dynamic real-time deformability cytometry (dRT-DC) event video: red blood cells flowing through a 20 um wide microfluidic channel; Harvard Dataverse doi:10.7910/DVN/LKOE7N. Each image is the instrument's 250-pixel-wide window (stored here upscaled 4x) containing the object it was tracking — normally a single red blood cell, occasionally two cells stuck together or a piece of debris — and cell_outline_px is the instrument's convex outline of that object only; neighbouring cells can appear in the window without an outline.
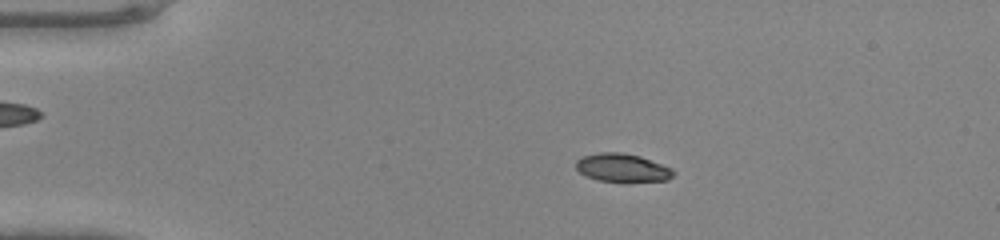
{"species": "common noctule bat (a hibernating species)", "species_latin": "Nyctalus noctula", "temperature_condition": "warm", "stored_images_in_passage": 48, "camera_frame_rate_fps": 3000, "um_per_image_px": 0.085, "animal": {"sex": "male", "body_mass_g": 20.0, "forearm_length_mm": 53.3}, "frame": {"image": 1, "passage_image": 10, "time_ms": 3.0, "image_size_px": [1000, 240], "cell_outline_px": [[676, 172], [668, 180], [596, 180], [580, 172], [576, 168], [576, 160], [584, 156], [600, 152], [620, 152], [640, 156], [672, 168]], "centroid_in_image_um": [52.9, 14.23], "position_along_channel_um": 32.1, "area_um2": 15.55}}
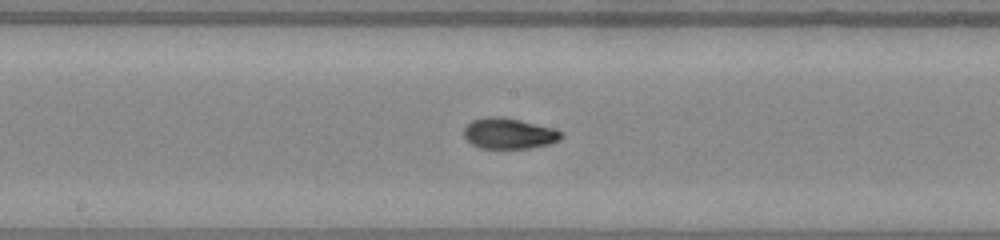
{"frame": {"image": 2, "passage_image": 26, "time_ms": 8.333, "image_size_px": [1000, 240], "cell_outline_px": [[564, 136], [560, 140], [548, 144], [528, 148], [480, 148], [472, 144], [464, 136], [464, 128], [472, 120], [488, 116], [504, 116], [556, 128], [564, 132]], "centroid_in_image_um": [43.31, 11.33], "position_along_channel_um": 204.9, "area_um2": 17.69}}
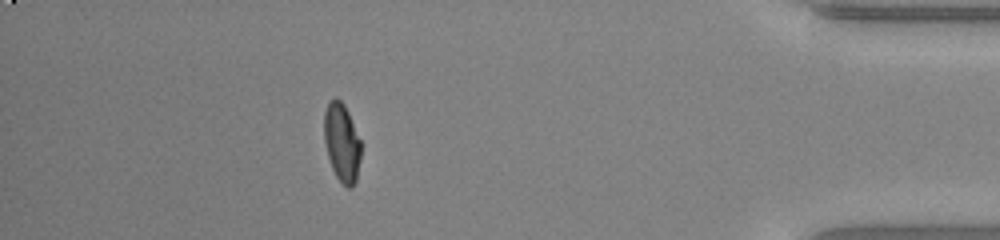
{"frame": {"image": 3, "passage_image": 43, "time_ms": 14.0, "image_size_px": [1000, 240], "cell_outline_px": [[364, 144], [356, 180], [352, 188], [348, 188], [336, 176], [332, 168], [328, 156], [324, 140], [324, 112], [328, 100], [336, 96], [344, 104]], "centroid_in_image_um": [29.09, 12.08], "position_along_channel_um": 406.1, "area_um2": 17.4}}